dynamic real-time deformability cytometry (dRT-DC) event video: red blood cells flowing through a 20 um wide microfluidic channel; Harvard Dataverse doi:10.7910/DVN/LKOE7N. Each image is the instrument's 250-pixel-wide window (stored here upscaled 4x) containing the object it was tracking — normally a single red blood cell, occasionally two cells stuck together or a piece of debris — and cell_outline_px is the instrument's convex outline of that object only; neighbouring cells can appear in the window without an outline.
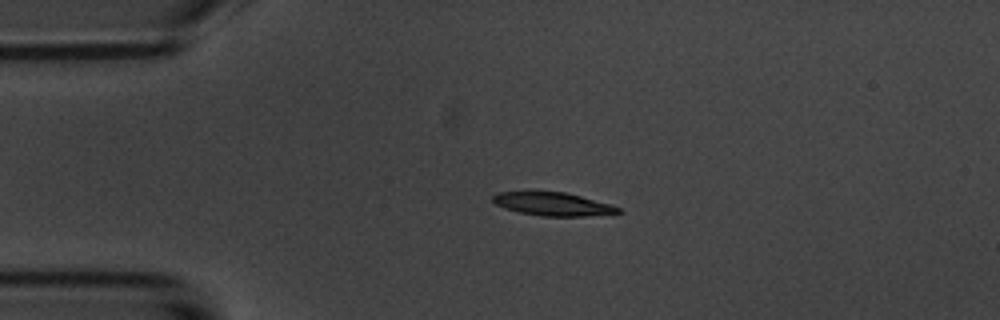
{"species": "common noctule bat (a hibernating species)", "species_latin": "Nyctalus noctula", "temperature_condition": "room temperature", "stored_images_in_passage": 3, "camera_frame_rate_fps": 3000, "um_per_image_px": 0.085, "animal": {"sex": "male", "body_mass_g": 20.1, "forearm_length_mm": 53.5}, "frame": {"image": 1, "passage_image": 2, "time_ms": 1.0, "image_size_px": [1000, 320], "cell_outline_px": [[624, 212], [584, 216], [540, 216], [520, 212], [504, 208], [496, 204], [492, 200], [492, 196], [496, 192], [564, 192], [612, 204], [620, 208]], "centroid_in_image_um": [47.0, 17.35], "position_along_channel_um": 38.0, "area_um2": 16.88}}